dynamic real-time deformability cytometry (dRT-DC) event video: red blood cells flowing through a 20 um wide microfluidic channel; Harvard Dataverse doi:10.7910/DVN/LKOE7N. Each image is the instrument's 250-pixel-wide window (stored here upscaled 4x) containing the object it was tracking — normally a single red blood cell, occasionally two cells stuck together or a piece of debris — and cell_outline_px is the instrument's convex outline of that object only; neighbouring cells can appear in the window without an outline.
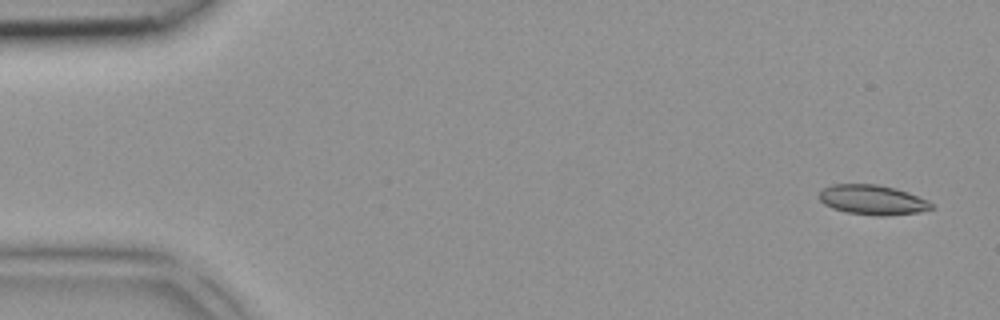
{"species": "common noctule bat (a hibernating species)", "species_latin": "Nyctalus noctula", "temperature_condition": "room temperature", "stored_images_in_passage": 3, "segment_of_instrument_passage": [2, 2], "camera_frame_rate_fps": 3000, "um_per_image_px": 0.085, "animal": {"sex": "female", "body_mass_g": 18.4}, "frame": {"image": 1, "passage_image": 3, "time_ms": 0.667, "image_size_px": [1000, 320], "cell_outline_px": [[932, 208], [920, 212], [884, 216], [876, 216], [844, 212], [832, 208], [824, 204], [820, 200], [820, 192], [824, 188], [832, 184], [876, 184], [896, 188], [908, 192], [928, 200], [932, 204]], "centroid_in_image_um": [74.16, 16.99], "position_along_channel_um": 10.8, "area_um2": 19.54}}